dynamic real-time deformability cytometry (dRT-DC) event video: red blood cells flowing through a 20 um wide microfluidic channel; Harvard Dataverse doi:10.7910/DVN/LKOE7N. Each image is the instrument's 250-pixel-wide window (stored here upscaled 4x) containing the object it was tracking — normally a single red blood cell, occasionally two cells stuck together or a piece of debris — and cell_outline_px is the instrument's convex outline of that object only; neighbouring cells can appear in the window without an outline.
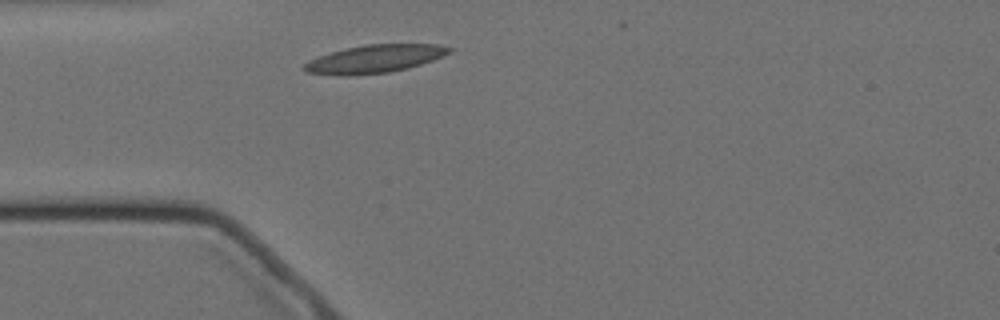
{"species": "Egyptian fruit bat (a non-hibernating species)", "species_latin": "Rousettus aegyptiacus", "temperature_condition": "cold", "stored_images_in_passage": 1, "camera_frame_rate_fps": 3000, "um_per_image_px": 0.085, "animal": {"sex": "female"}, "frame": {"image": 1, "passage_image": 1, "time_ms": 0.0, "image_size_px": [1000, 320], "cell_outline_px": [[456, 48], [452, 52], [432, 60], [408, 68], [388, 72], [348, 76], [340, 76], [308, 72], [300, 68], [308, 60], [344, 48], [364, 44], [440, 44]], "centroid_in_image_um": [31.86, 5.0], "position_along_channel_um": 53.1, "area_um2": 23.81}}